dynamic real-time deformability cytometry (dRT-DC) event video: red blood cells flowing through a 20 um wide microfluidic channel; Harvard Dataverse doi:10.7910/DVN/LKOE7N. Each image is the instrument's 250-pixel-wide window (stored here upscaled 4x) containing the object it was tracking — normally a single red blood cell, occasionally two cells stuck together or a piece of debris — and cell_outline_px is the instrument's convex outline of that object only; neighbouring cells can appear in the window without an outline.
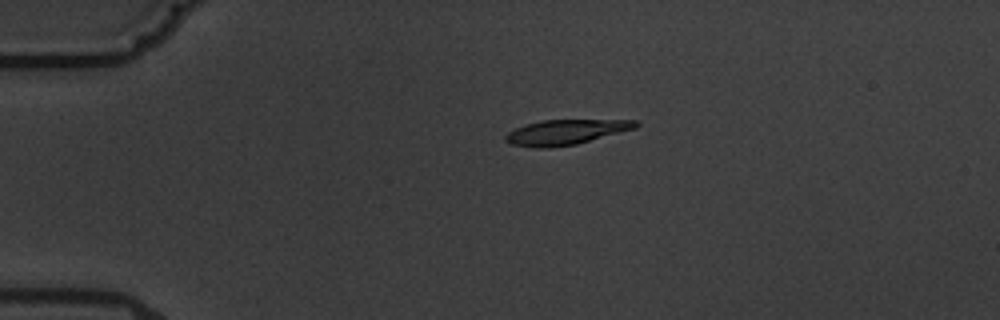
{"species": "common noctule bat (a hibernating species)", "species_latin": "Nyctalus noctula", "temperature_condition": "warm", "stored_images_in_passage": 3, "camera_frame_rate_fps": 3000, "um_per_image_px": 0.085, "animal": {"sex": "male", "body_mass_g": 19.5, "forearm_length_mm": 54.6}, "frame": {"image": 1, "passage_image": 1, "time_ms": 0.0, "image_size_px": [1000, 320], "cell_outline_px": [[640, 124], [636, 128], [576, 144], [548, 148], [536, 148], [512, 144], [504, 140], [504, 136], [508, 132], [516, 128], [540, 120], [636, 120]], "centroid_in_image_um": [48.08, 11.23], "position_along_channel_um": 36.9, "area_um2": 18.84}}
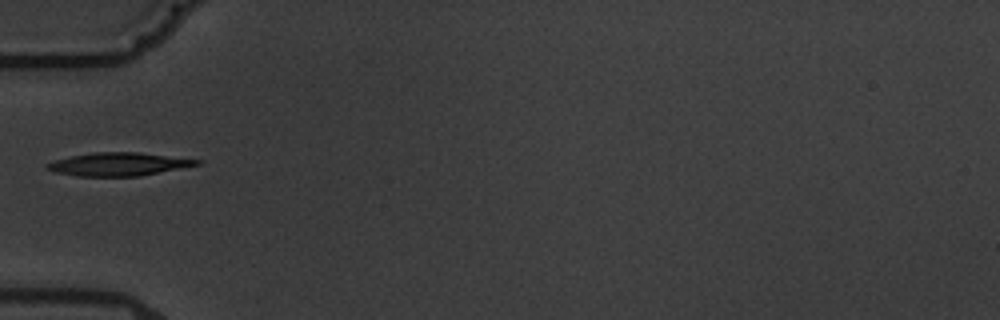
{"frame": {"image": 2, "passage_image": 3, "time_ms": 2.333, "image_size_px": [1000, 320], "cell_outline_px": [[204, 160], [200, 164], [140, 176], [76, 176], [56, 172], [44, 168], [44, 164], [52, 160], [92, 152], [136, 152]], "centroid_in_image_um": [10.03, 13.95], "position_along_channel_um": 75.0, "area_um2": 20.23}}